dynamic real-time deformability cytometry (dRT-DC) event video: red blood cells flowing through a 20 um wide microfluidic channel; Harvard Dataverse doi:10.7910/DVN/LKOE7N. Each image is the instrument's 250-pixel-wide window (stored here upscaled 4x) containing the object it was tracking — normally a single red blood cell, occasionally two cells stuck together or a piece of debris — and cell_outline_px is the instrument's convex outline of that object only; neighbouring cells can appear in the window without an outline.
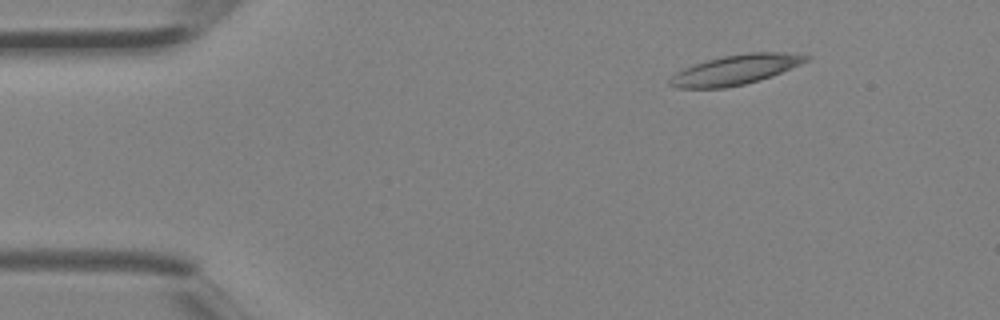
{"species": "Egyptian fruit bat (a non-hibernating species)", "species_latin": "Rousettus aegyptiacus", "temperature_condition": "room temperature", "stored_images_in_passage": 3, "camera_frame_rate_fps": 3000, "um_per_image_px": 0.085, "animal": {"sex": "female"}, "frame": {"image": 1, "passage_image": 1, "time_ms": 0.0, "image_size_px": [1000, 320], "cell_outline_px": [[812, 56], [808, 60], [800, 64], [772, 76], [760, 80], [744, 84], [724, 88], [676, 88], [668, 84], [668, 80], [676, 72], [684, 68], [708, 60], [724, 56], [748, 52], [784, 52]], "centroid_in_image_um": [62.51, 5.93], "position_along_channel_um": 22.5, "area_um2": 23.52}}
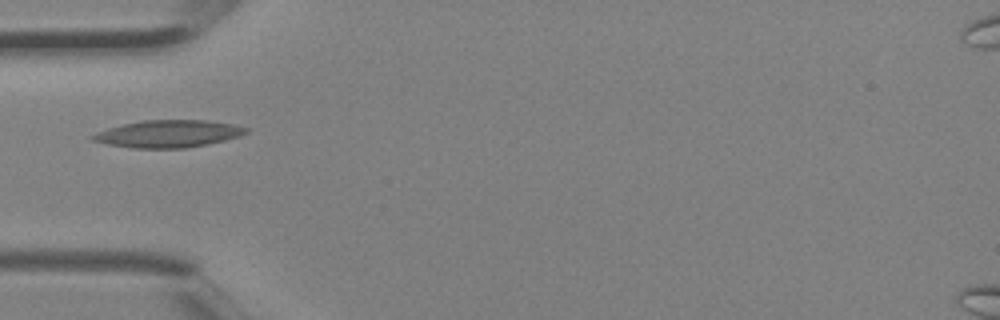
{"frame": {"image": 2, "passage_image": 3, "time_ms": 0.667, "image_size_px": [1000, 320], "cell_outline_px": [[248, 132], [240, 136], [208, 144], [184, 148], [132, 148], [108, 144], [92, 140], [88, 136], [96, 132], [108, 128], [140, 120], [208, 120], [236, 124], [248, 128]], "centroid_in_image_um": [14.31, 11.36], "position_along_channel_um": 70.7, "area_um2": 24.51}}